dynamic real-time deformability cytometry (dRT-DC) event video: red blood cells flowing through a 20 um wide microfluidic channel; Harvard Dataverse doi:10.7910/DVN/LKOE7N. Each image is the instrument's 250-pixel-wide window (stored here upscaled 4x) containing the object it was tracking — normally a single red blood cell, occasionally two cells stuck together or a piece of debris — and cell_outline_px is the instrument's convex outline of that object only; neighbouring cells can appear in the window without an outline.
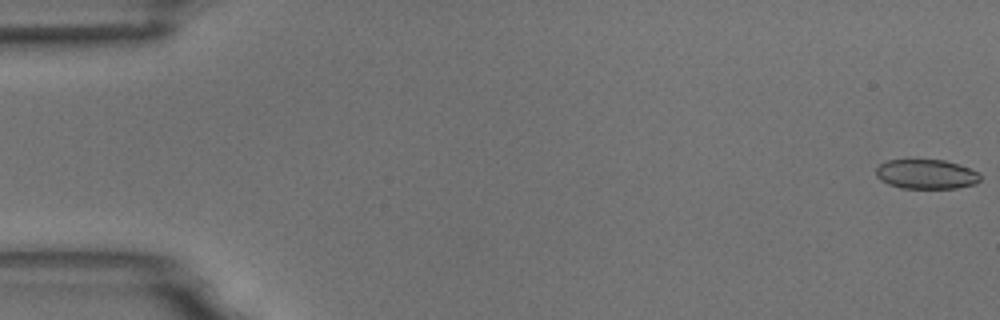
{"species": "common noctule bat (a hibernating species)", "species_latin": "Nyctalus noctula", "temperature_condition": "room temperature", "stored_images_in_passage": 6, "camera_frame_rate_fps": 3000, "um_per_image_px": 0.085, "animal": {"sex": "male", "body_mass_g": 18.8}, "frame": {"image": 1, "passage_image": 1, "time_ms": 0.0, "image_size_px": [1000, 320], "cell_outline_px": [[980, 180], [976, 184], [956, 188], [900, 188], [888, 184], [880, 180], [876, 176], [876, 168], [880, 164], [888, 160], [944, 160], [960, 164], [980, 172]], "centroid_in_image_um": [78.75, 14.81], "position_along_channel_um": 6.2, "area_um2": 18.09}}